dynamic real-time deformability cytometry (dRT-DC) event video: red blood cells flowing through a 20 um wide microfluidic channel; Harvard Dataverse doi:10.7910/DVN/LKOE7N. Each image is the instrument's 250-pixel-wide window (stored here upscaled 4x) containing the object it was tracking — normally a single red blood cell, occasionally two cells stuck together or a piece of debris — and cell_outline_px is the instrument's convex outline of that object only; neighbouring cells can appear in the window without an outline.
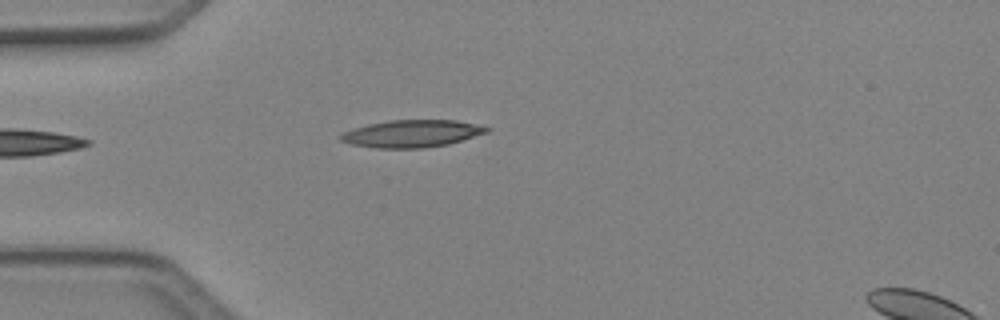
{"species": "Egyptian fruit bat (a non-hibernating species)", "species_latin": "Rousettus aegyptiacus", "temperature_condition": "cold", "stored_images_in_passage": 5, "camera_frame_rate_fps": 3000, "um_per_image_px": 0.085, "animal": {"sex": "female"}, "frame": {"image": 1, "passage_image": 4, "time_ms": 1.0, "image_size_px": [1000, 320], "cell_outline_px": [[492, 128], [488, 132], [448, 144], [424, 148], [376, 148], [352, 144], [340, 140], [340, 136], [344, 132], [352, 128], [368, 124], [388, 120], [456, 120], [476, 124]], "centroid_in_image_um": [35.01, 11.35], "position_along_channel_um": 50.0, "area_um2": 23.18}}